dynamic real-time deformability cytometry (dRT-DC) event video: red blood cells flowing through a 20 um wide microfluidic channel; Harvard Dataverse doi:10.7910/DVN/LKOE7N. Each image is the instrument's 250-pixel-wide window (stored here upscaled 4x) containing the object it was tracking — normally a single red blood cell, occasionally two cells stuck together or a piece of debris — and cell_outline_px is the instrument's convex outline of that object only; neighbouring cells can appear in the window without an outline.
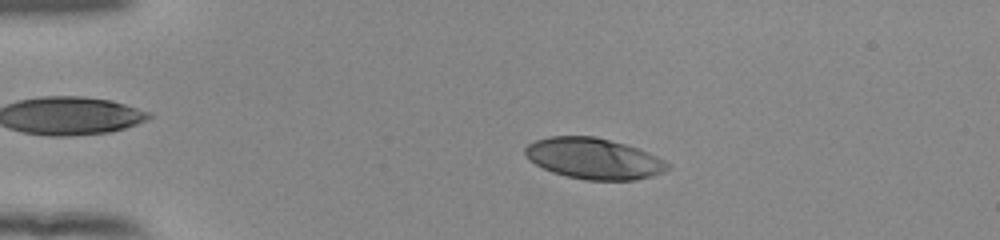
{"species": "human", "species_latin": "Homo sapiens", "temperature_condition": "room temperature", "stored_images_in_passage": 52, "camera_frame_rate_fps": 3000, "um_per_image_px": 0.085, "donor": {"sex": "female"}, "frame": {"image": 1, "passage_image": 11, "time_ms": 3.333, "image_size_px": [1000, 240], "cell_outline_px": [[672, 168], [664, 172], [652, 176], [636, 180], [588, 180], [568, 176], [552, 172], [536, 164], [524, 156], [524, 148], [528, 144], [536, 140], [548, 136], [596, 136], [624, 144], [648, 152], [672, 164]], "centroid_in_image_um": [50.49, 13.48], "position_along_channel_um": 34.5, "area_um2": 34.1}}
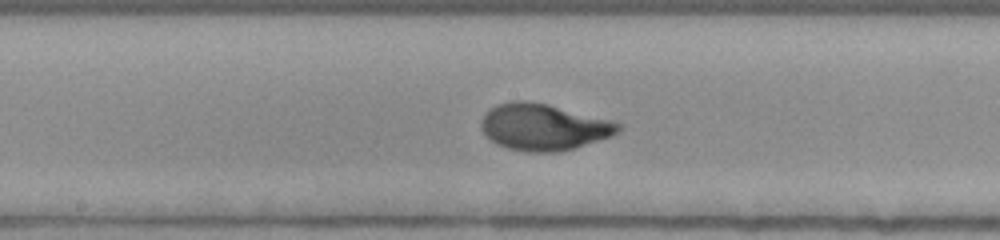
{"frame": {"image": 2, "passage_image": 28, "time_ms": 9.0, "image_size_px": [1000, 240], "cell_outline_px": [[624, 128], [612, 136], [560, 152], [528, 152], [508, 148], [496, 144], [480, 128], [480, 120], [496, 104], [512, 100], [524, 100], [548, 104], [608, 120], [620, 124]], "centroid_in_image_um": [46.18, 10.8], "position_along_channel_um": 202.0, "area_um2": 36.88}}
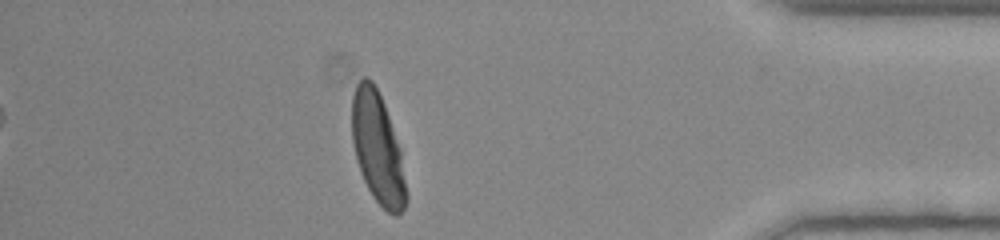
{"frame": {"image": 3, "passage_image": 46, "time_ms": 15.0, "image_size_px": [1000, 240], "cell_outline_px": [[408, 200], [404, 208], [396, 216], [388, 212], [372, 196], [360, 172], [356, 160], [352, 140], [352, 96], [356, 84], [364, 76], [368, 76], [372, 80], [384, 104], [400, 148], [408, 196]], "centroid_in_image_um": [32.09, 12.6], "position_along_channel_um": 403.1, "area_um2": 35.03}, "authors_computed_cell_mechanics": {"area_um2": 35.258, "velocity_mm_per_s": 3.9471, "shape_relaxation_time_tau1_ms": 2.9956, "shape_relaxation_time_tau2_ms": null, "deformation_change_tau1": 0.1926, "deformation_change_tau2": null}}